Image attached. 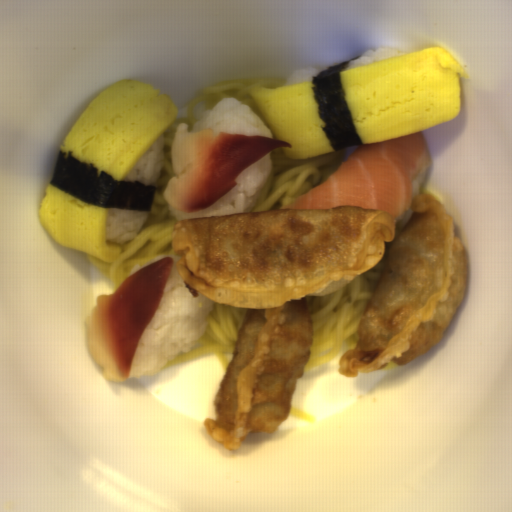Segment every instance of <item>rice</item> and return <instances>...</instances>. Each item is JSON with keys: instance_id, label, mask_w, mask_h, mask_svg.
I'll use <instances>...</instances> for the list:
<instances>
[{"instance_id": "rice-3", "label": "rice", "mask_w": 512, "mask_h": 512, "mask_svg": "<svg viewBox=\"0 0 512 512\" xmlns=\"http://www.w3.org/2000/svg\"><path fill=\"white\" fill-rule=\"evenodd\" d=\"M211 128L232 135H255L268 139L275 138L252 108L234 97L220 99L211 109L204 111L189 132Z\"/></svg>"}, {"instance_id": "rice-2", "label": "rice", "mask_w": 512, "mask_h": 512, "mask_svg": "<svg viewBox=\"0 0 512 512\" xmlns=\"http://www.w3.org/2000/svg\"><path fill=\"white\" fill-rule=\"evenodd\" d=\"M273 150L251 164L235 178V186L214 204L194 213L177 211L168 201L166 208L172 218L182 219L250 213L272 169Z\"/></svg>"}, {"instance_id": "rice-1", "label": "rice", "mask_w": 512, "mask_h": 512, "mask_svg": "<svg viewBox=\"0 0 512 512\" xmlns=\"http://www.w3.org/2000/svg\"><path fill=\"white\" fill-rule=\"evenodd\" d=\"M172 258L160 304L144 328L137 346L130 379L156 375L175 357L190 351L206 331L214 300L196 291L177 269L178 255H163L136 264L131 276L150 263Z\"/></svg>"}, {"instance_id": "rice-4", "label": "rice", "mask_w": 512, "mask_h": 512, "mask_svg": "<svg viewBox=\"0 0 512 512\" xmlns=\"http://www.w3.org/2000/svg\"><path fill=\"white\" fill-rule=\"evenodd\" d=\"M427 172H428V164L420 171V173L414 180L413 200L415 197L419 196L421 187H425L426 180H427Z\"/></svg>"}]
</instances>
